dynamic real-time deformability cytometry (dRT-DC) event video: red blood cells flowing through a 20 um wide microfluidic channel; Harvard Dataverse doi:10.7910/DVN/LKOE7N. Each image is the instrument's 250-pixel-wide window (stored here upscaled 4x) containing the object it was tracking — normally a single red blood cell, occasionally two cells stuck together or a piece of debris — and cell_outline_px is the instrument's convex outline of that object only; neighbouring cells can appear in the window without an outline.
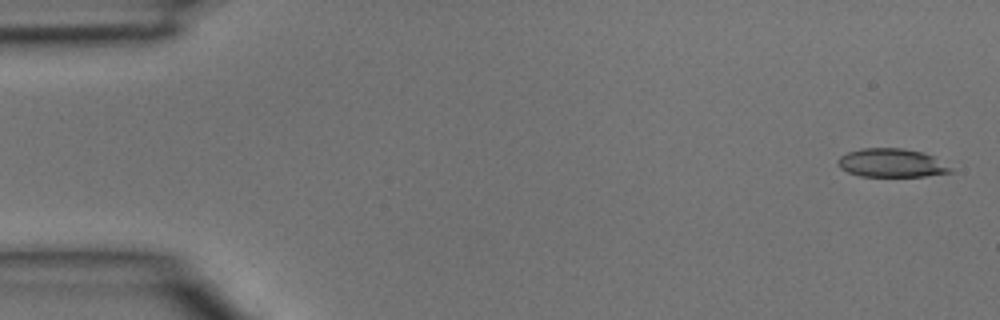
{"species": "common noctule bat (a hibernating species)", "species_latin": "Nyctalus noctula", "temperature_condition": "room temperature", "stored_images_in_passage": 4, "camera_frame_rate_fps": 3000, "um_per_image_px": 0.085, "animal": {"sex": "male", "body_mass_g": 15.6}, "frame": {"image": 1, "passage_image": 1, "time_ms": 0.0, "image_size_px": [1000, 320], "cell_outline_px": [[952, 172], [924, 176], [860, 176], [848, 172], [840, 168], [836, 160], [840, 156], [848, 152], [860, 148], [900, 148], [924, 152], [932, 156], [952, 168]], "centroid_in_image_um": [75.74, 13.84], "position_along_channel_um": 9.3, "area_um2": 18.67}}
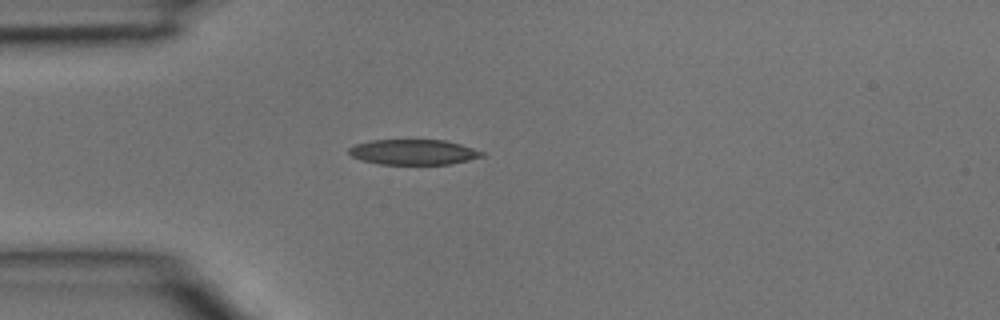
{"frame": {"image": 2, "passage_image": 4, "time_ms": 1.0, "image_size_px": [1000, 320], "cell_outline_px": [[484, 156], [452, 164], [380, 164], [364, 160], [352, 156], [348, 152], [348, 148], [356, 144], [372, 140], [444, 140], [460, 144], [484, 152]], "centroid_in_image_um": [35.15, 12.92], "position_along_channel_um": 49.8, "area_um2": 19.42}}